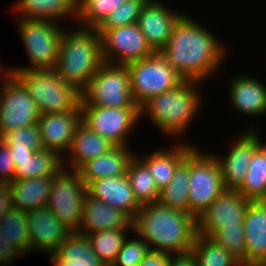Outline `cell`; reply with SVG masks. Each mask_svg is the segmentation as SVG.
Masks as SVG:
<instances>
[{"mask_svg":"<svg viewBox=\"0 0 266 266\" xmlns=\"http://www.w3.org/2000/svg\"><path fill=\"white\" fill-rule=\"evenodd\" d=\"M220 42L205 25L184 13L160 53L186 80L203 84L219 72L229 54L226 44Z\"/></svg>","mask_w":266,"mask_h":266,"instance_id":"6da1fadb","label":"cell"},{"mask_svg":"<svg viewBox=\"0 0 266 266\" xmlns=\"http://www.w3.org/2000/svg\"><path fill=\"white\" fill-rule=\"evenodd\" d=\"M132 224L133 234L137 233L149 250L170 254L190 252L198 235L197 218L193 214L159 202L142 205Z\"/></svg>","mask_w":266,"mask_h":266,"instance_id":"7a4b0ae2","label":"cell"},{"mask_svg":"<svg viewBox=\"0 0 266 266\" xmlns=\"http://www.w3.org/2000/svg\"><path fill=\"white\" fill-rule=\"evenodd\" d=\"M200 85L201 82L185 80L180 86L149 98L139 107L140 120L147 116L166 136L176 135L178 139L185 135L203 105Z\"/></svg>","mask_w":266,"mask_h":266,"instance_id":"3957f363","label":"cell"},{"mask_svg":"<svg viewBox=\"0 0 266 266\" xmlns=\"http://www.w3.org/2000/svg\"><path fill=\"white\" fill-rule=\"evenodd\" d=\"M65 29L54 70L81 92L104 63L101 36L96 28Z\"/></svg>","mask_w":266,"mask_h":266,"instance_id":"277c9868","label":"cell"},{"mask_svg":"<svg viewBox=\"0 0 266 266\" xmlns=\"http://www.w3.org/2000/svg\"><path fill=\"white\" fill-rule=\"evenodd\" d=\"M6 72L13 74L26 87L40 114L74 111L80 105V92L54 69Z\"/></svg>","mask_w":266,"mask_h":266,"instance_id":"5b68a950","label":"cell"},{"mask_svg":"<svg viewBox=\"0 0 266 266\" xmlns=\"http://www.w3.org/2000/svg\"><path fill=\"white\" fill-rule=\"evenodd\" d=\"M17 29L30 65L5 71L54 69L59 55L63 26L51 20L17 19Z\"/></svg>","mask_w":266,"mask_h":266,"instance_id":"8992f818","label":"cell"},{"mask_svg":"<svg viewBox=\"0 0 266 266\" xmlns=\"http://www.w3.org/2000/svg\"><path fill=\"white\" fill-rule=\"evenodd\" d=\"M80 95V106L139 108L130 91L126 65L104 62Z\"/></svg>","mask_w":266,"mask_h":266,"instance_id":"52a82bcc","label":"cell"},{"mask_svg":"<svg viewBox=\"0 0 266 266\" xmlns=\"http://www.w3.org/2000/svg\"><path fill=\"white\" fill-rule=\"evenodd\" d=\"M130 91L140 107L149 98L180 86L186 79L173 69L160 52L126 65Z\"/></svg>","mask_w":266,"mask_h":266,"instance_id":"ba28073f","label":"cell"},{"mask_svg":"<svg viewBox=\"0 0 266 266\" xmlns=\"http://www.w3.org/2000/svg\"><path fill=\"white\" fill-rule=\"evenodd\" d=\"M198 147L189 152V213L196 218L225 190L213 152H202Z\"/></svg>","mask_w":266,"mask_h":266,"instance_id":"9c48e42d","label":"cell"},{"mask_svg":"<svg viewBox=\"0 0 266 266\" xmlns=\"http://www.w3.org/2000/svg\"><path fill=\"white\" fill-rule=\"evenodd\" d=\"M87 187L78 170L63 167L52 177L47 207L71 231H78Z\"/></svg>","mask_w":266,"mask_h":266,"instance_id":"30bf717a","label":"cell"},{"mask_svg":"<svg viewBox=\"0 0 266 266\" xmlns=\"http://www.w3.org/2000/svg\"><path fill=\"white\" fill-rule=\"evenodd\" d=\"M0 78L1 139L12 130L37 124L40 113L26 87L13 74L4 71Z\"/></svg>","mask_w":266,"mask_h":266,"instance_id":"8fae6325","label":"cell"},{"mask_svg":"<svg viewBox=\"0 0 266 266\" xmlns=\"http://www.w3.org/2000/svg\"><path fill=\"white\" fill-rule=\"evenodd\" d=\"M80 107L82 122L115 146H128L129 136L141 122L139 108Z\"/></svg>","mask_w":266,"mask_h":266,"instance_id":"7c38bea8","label":"cell"},{"mask_svg":"<svg viewBox=\"0 0 266 266\" xmlns=\"http://www.w3.org/2000/svg\"><path fill=\"white\" fill-rule=\"evenodd\" d=\"M97 31L101 36L105 63L127 65L154 53L137 24Z\"/></svg>","mask_w":266,"mask_h":266,"instance_id":"4fadbf2b","label":"cell"},{"mask_svg":"<svg viewBox=\"0 0 266 266\" xmlns=\"http://www.w3.org/2000/svg\"><path fill=\"white\" fill-rule=\"evenodd\" d=\"M249 203L250 200H247L237 190L225 189L197 217L198 234L211 237L222 227L244 225L243 221Z\"/></svg>","mask_w":266,"mask_h":266,"instance_id":"5bb4252c","label":"cell"},{"mask_svg":"<svg viewBox=\"0 0 266 266\" xmlns=\"http://www.w3.org/2000/svg\"><path fill=\"white\" fill-rule=\"evenodd\" d=\"M246 132V133H244ZM241 137L235 140L225 155L213 154L217 159L223 177L224 187L227 190H238L247 175L248 166L255 150L263 143L260 132L251 126Z\"/></svg>","mask_w":266,"mask_h":266,"instance_id":"9a60e30c","label":"cell"},{"mask_svg":"<svg viewBox=\"0 0 266 266\" xmlns=\"http://www.w3.org/2000/svg\"><path fill=\"white\" fill-rule=\"evenodd\" d=\"M30 251L54 254L72 232L47 206L26 211Z\"/></svg>","mask_w":266,"mask_h":266,"instance_id":"2e32d148","label":"cell"},{"mask_svg":"<svg viewBox=\"0 0 266 266\" xmlns=\"http://www.w3.org/2000/svg\"><path fill=\"white\" fill-rule=\"evenodd\" d=\"M183 14L177 10H171L160 0L146 2L137 25L154 52H161L165 48L175 23Z\"/></svg>","mask_w":266,"mask_h":266,"instance_id":"e0dca14e","label":"cell"},{"mask_svg":"<svg viewBox=\"0 0 266 266\" xmlns=\"http://www.w3.org/2000/svg\"><path fill=\"white\" fill-rule=\"evenodd\" d=\"M81 121L80 105L74 111L40 114L37 125L42 147L56 151L64 157L70 149L72 138Z\"/></svg>","mask_w":266,"mask_h":266,"instance_id":"ac0fdd59","label":"cell"},{"mask_svg":"<svg viewBox=\"0 0 266 266\" xmlns=\"http://www.w3.org/2000/svg\"><path fill=\"white\" fill-rule=\"evenodd\" d=\"M232 78L228 94L233 110L245 117L266 115V85L249 74H239Z\"/></svg>","mask_w":266,"mask_h":266,"instance_id":"d6986e66","label":"cell"},{"mask_svg":"<svg viewBox=\"0 0 266 266\" xmlns=\"http://www.w3.org/2000/svg\"><path fill=\"white\" fill-rule=\"evenodd\" d=\"M87 193L107 205L126 213L132 220L142 206L134 196L127 174L92 181Z\"/></svg>","mask_w":266,"mask_h":266,"instance_id":"ffe728a7","label":"cell"},{"mask_svg":"<svg viewBox=\"0 0 266 266\" xmlns=\"http://www.w3.org/2000/svg\"><path fill=\"white\" fill-rule=\"evenodd\" d=\"M243 223L246 266H266V201H250Z\"/></svg>","mask_w":266,"mask_h":266,"instance_id":"44dd1931","label":"cell"},{"mask_svg":"<svg viewBox=\"0 0 266 266\" xmlns=\"http://www.w3.org/2000/svg\"><path fill=\"white\" fill-rule=\"evenodd\" d=\"M133 228L132 219L123 211L107 205L86 192L79 233L89 235L104 230Z\"/></svg>","mask_w":266,"mask_h":266,"instance_id":"7402d4cb","label":"cell"},{"mask_svg":"<svg viewBox=\"0 0 266 266\" xmlns=\"http://www.w3.org/2000/svg\"><path fill=\"white\" fill-rule=\"evenodd\" d=\"M195 143L179 141L171 148H158L146 156L136 154L135 156L147 167L149 173L161 191L166 187L173 177L177 166L185 159L187 154L195 147ZM139 155V156H138Z\"/></svg>","mask_w":266,"mask_h":266,"instance_id":"603a6c76","label":"cell"},{"mask_svg":"<svg viewBox=\"0 0 266 266\" xmlns=\"http://www.w3.org/2000/svg\"><path fill=\"white\" fill-rule=\"evenodd\" d=\"M131 150L129 146H114L103 155L83 164L78 171L86 187L100 178L125 175L131 160L137 153Z\"/></svg>","mask_w":266,"mask_h":266,"instance_id":"cb8c5ba5","label":"cell"},{"mask_svg":"<svg viewBox=\"0 0 266 266\" xmlns=\"http://www.w3.org/2000/svg\"><path fill=\"white\" fill-rule=\"evenodd\" d=\"M114 146L108 139L101 137L81 121L72 138L70 149L63 157V166L78 170L87 161L103 155Z\"/></svg>","mask_w":266,"mask_h":266,"instance_id":"d4e9b609","label":"cell"},{"mask_svg":"<svg viewBox=\"0 0 266 266\" xmlns=\"http://www.w3.org/2000/svg\"><path fill=\"white\" fill-rule=\"evenodd\" d=\"M16 3L12 12L17 19L51 20L60 24L72 17L76 22L77 0H17Z\"/></svg>","mask_w":266,"mask_h":266,"instance_id":"484cf974","label":"cell"},{"mask_svg":"<svg viewBox=\"0 0 266 266\" xmlns=\"http://www.w3.org/2000/svg\"><path fill=\"white\" fill-rule=\"evenodd\" d=\"M50 256L53 266H105L93 252L87 235L72 231Z\"/></svg>","mask_w":266,"mask_h":266,"instance_id":"4316f807","label":"cell"},{"mask_svg":"<svg viewBox=\"0 0 266 266\" xmlns=\"http://www.w3.org/2000/svg\"><path fill=\"white\" fill-rule=\"evenodd\" d=\"M52 177L13 180L8 183L13 207L28 211L45 207L49 201Z\"/></svg>","mask_w":266,"mask_h":266,"instance_id":"83f0119b","label":"cell"},{"mask_svg":"<svg viewBox=\"0 0 266 266\" xmlns=\"http://www.w3.org/2000/svg\"><path fill=\"white\" fill-rule=\"evenodd\" d=\"M63 167V157L58 152L43 149L25 162H16L13 180L53 177Z\"/></svg>","mask_w":266,"mask_h":266,"instance_id":"f1b7e54d","label":"cell"},{"mask_svg":"<svg viewBox=\"0 0 266 266\" xmlns=\"http://www.w3.org/2000/svg\"><path fill=\"white\" fill-rule=\"evenodd\" d=\"M189 153L177 166L171 182L160 191L158 202L168 208L189 213Z\"/></svg>","mask_w":266,"mask_h":266,"instance_id":"f546056e","label":"cell"},{"mask_svg":"<svg viewBox=\"0 0 266 266\" xmlns=\"http://www.w3.org/2000/svg\"><path fill=\"white\" fill-rule=\"evenodd\" d=\"M266 142L254 152L246 178L237 190L250 201H266Z\"/></svg>","mask_w":266,"mask_h":266,"instance_id":"4dcf8cb0","label":"cell"},{"mask_svg":"<svg viewBox=\"0 0 266 266\" xmlns=\"http://www.w3.org/2000/svg\"><path fill=\"white\" fill-rule=\"evenodd\" d=\"M133 228L104 230L87 235L91 248L105 266H111Z\"/></svg>","mask_w":266,"mask_h":266,"instance_id":"1f68e13d","label":"cell"},{"mask_svg":"<svg viewBox=\"0 0 266 266\" xmlns=\"http://www.w3.org/2000/svg\"><path fill=\"white\" fill-rule=\"evenodd\" d=\"M131 188L137 201L141 204L158 202L160 191L147 167L135 156L127 170Z\"/></svg>","mask_w":266,"mask_h":266,"instance_id":"d6a6232c","label":"cell"},{"mask_svg":"<svg viewBox=\"0 0 266 266\" xmlns=\"http://www.w3.org/2000/svg\"><path fill=\"white\" fill-rule=\"evenodd\" d=\"M3 232L10 245L19 250L23 255L30 253V241L26 211L10 208L0 220Z\"/></svg>","mask_w":266,"mask_h":266,"instance_id":"836d02e7","label":"cell"},{"mask_svg":"<svg viewBox=\"0 0 266 266\" xmlns=\"http://www.w3.org/2000/svg\"><path fill=\"white\" fill-rule=\"evenodd\" d=\"M191 251L195 256L197 266H242L214 240L200 234L196 236Z\"/></svg>","mask_w":266,"mask_h":266,"instance_id":"e575fe53","label":"cell"},{"mask_svg":"<svg viewBox=\"0 0 266 266\" xmlns=\"http://www.w3.org/2000/svg\"><path fill=\"white\" fill-rule=\"evenodd\" d=\"M125 1L77 0V27L97 28L114 9Z\"/></svg>","mask_w":266,"mask_h":266,"instance_id":"d590c367","label":"cell"},{"mask_svg":"<svg viewBox=\"0 0 266 266\" xmlns=\"http://www.w3.org/2000/svg\"><path fill=\"white\" fill-rule=\"evenodd\" d=\"M210 238L237 259L242 266H246L244 225L222 227Z\"/></svg>","mask_w":266,"mask_h":266,"instance_id":"8d00e7d4","label":"cell"},{"mask_svg":"<svg viewBox=\"0 0 266 266\" xmlns=\"http://www.w3.org/2000/svg\"><path fill=\"white\" fill-rule=\"evenodd\" d=\"M148 0H126L114 9L96 29H114L137 24L143 6Z\"/></svg>","mask_w":266,"mask_h":266,"instance_id":"74e56055","label":"cell"},{"mask_svg":"<svg viewBox=\"0 0 266 266\" xmlns=\"http://www.w3.org/2000/svg\"><path fill=\"white\" fill-rule=\"evenodd\" d=\"M135 236V238L127 237L111 266H138L143 260L149 248L141 237H137L136 233Z\"/></svg>","mask_w":266,"mask_h":266,"instance_id":"f35d334b","label":"cell"},{"mask_svg":"<svg viewBox=\"0 0 266 266\" xmlns=\"http://www.w3.org/2000/svg\"><path fill=\"white\" fill-rule=\"evenodd\" d=\"M8 147H28L36 152L43 150L40 130L37 124L22 127L6 133L1 138Z\"/></svg>","mask_w":266,"mask_h":266,"instance_id":"ab89813d","label":"cell"},{"mask_svg":"<svg viewBox=\"0 0 266 266\" xmlns=\"http://www.w3.org/2000/svg\"><path fill=\"white\" fill-rule=\"evenodd\" d=\"M15 165L10 157L8 145L0 139V183L8 184L13 181Z\"/></svg>","mask_w":266,"mask_h":266,"instance_id":"60d3db41","label":"cell"},{"mask_svg":"<svg viewBox=\"0 0 266 266\" xmlns=\"http://www.w3.org/2000/svg\"><path fill=\"white\" fill-rule=\"evenodd\" d=\"M3 231V226L0 224V266H13V263L16 264L14 259L24 255L10 245Z\"/></svg>","mask_w":266,"mask_h":266,"instance_id":"b9f144b4","label":"cell"},{"mask_svg":"<svg viewBox=\"0 0 266 266\" xmlns=\"http://www.w3.org/2000/svg\"><path fill=\"white\" fill-rule=\"evenodd\" d=\"M169 253L149 250L138 266H168Z\"/></svg>","mask_w":266,"mask_h":266,"instance_id":"7bdbcfd3","label":"cell"},{"mask_svg":"<svg viewBox=\"0 0 266 266\" xmlns=\"http://www.w3.org/2000/svg\"><path fill=\"white\" fill-rule=\"evenodd\" d=\"M168 266H197V261L192 251L183 254L169 253Z\"/></svg>","mask_w":266,"mask_h":266,"instance_id":"ee69618b","label":"cell"},{"mask_svg":"<svg viewBox=\"0 0 266 266\" xmlns=\"http://www.w3.org/2000/svg\"><path fill=\"white\" fill-rule=\"evenodd\" d=\"M13 207L12 195L8 184L0 183V220Z\"/></svg>","mask_w":266,"mask_h":266,"instance_id":"f6af8a7d","label":"cell"},{"mask_svg":"<svg viewBox=\"0 0 266 266\" xmlns=\"http://www.w3.org/2000/svg\"><path fill=\"white\" fill-rule=\"evenodd\" d=\"M10 157L12 158L14 165L16 162H25L31 158L36 151L29 149L28 147H9Z\"/></svg>","mask_w":266,"mask_h":266,"instance_id":"bcb514c9","label":"cell"},{"mask_svg":"<svg viewBox=\"0 0 266 266\" xmlns=\"http://www.w3.org/2000/svg\"><path fill=\"white\" fill-rule=\"evenodd\" d=\"M4 69H5L4 66L2 64H0V75L5 71Z\"/></svg>","mask_w":266,"mask_h":266,"instance_id":"7dc6e473","label":"cell"}]
</instances>
